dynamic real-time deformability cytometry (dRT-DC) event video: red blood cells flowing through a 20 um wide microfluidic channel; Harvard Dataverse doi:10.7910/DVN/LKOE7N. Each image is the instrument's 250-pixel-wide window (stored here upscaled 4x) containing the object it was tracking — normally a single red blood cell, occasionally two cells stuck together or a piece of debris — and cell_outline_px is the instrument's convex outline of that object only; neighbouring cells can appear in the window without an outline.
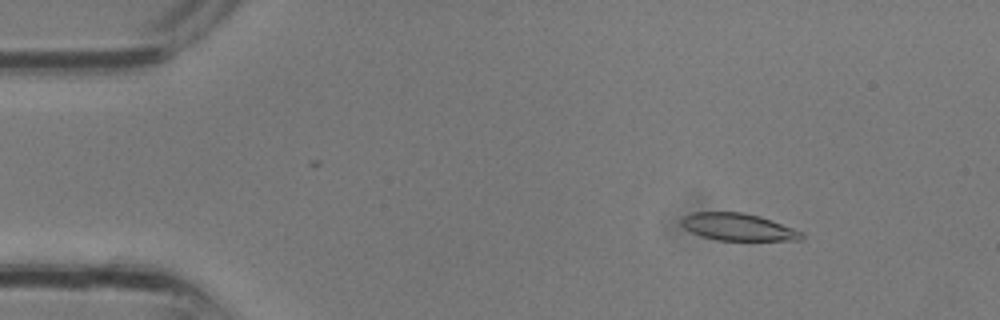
{"species": "common noctule bat (a hibernating species)", "species_latin": "Nyctalus noctula", "temperature_condition": "room temperature", "stored_images_in_passage": 34, "camera_frame_rate_fps": 3000, "um_per_image_px": 0.085, "animal": {"sex": "male", "body_mass_g": 13.3}, "frame": {"image": 1, "passage_image": 5, "time_ms": 1.333, "image_size_px": [1000, 320], "cell_outline_px": [[804, 240], [716, 240], [692, 232], [684, 228], [680, 224], [680, 220], [684, 216], [692, 212], [744, 212], [760, 216], [772, 220], [804, 232]], "centroid_in_image_um": [62.76, 19.29], "position_along_channel_um": 22.2, "area_um2": 19.13}}
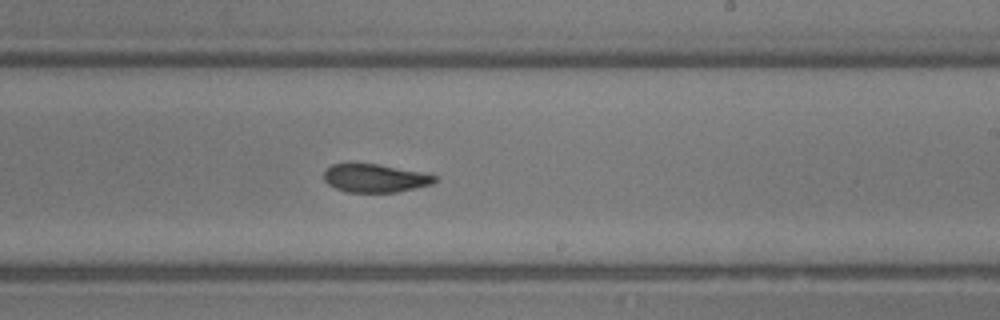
{"frame": {"image": 2, "passage_image": 20, "time_ms": 6.333, "image_size_px": [1000, 320], "cell_outline_px": [[436, 180], [432, 184], [396, 192], [348, 192], [336, 188], [328, 184], [324, 180], [324, 172], [332, 164], [376, 164], [436, 176]], "centroid_in_image_um": [31.82, 15.16], "position_along_channel_um": 257.2, "area_um2": 17.69}}
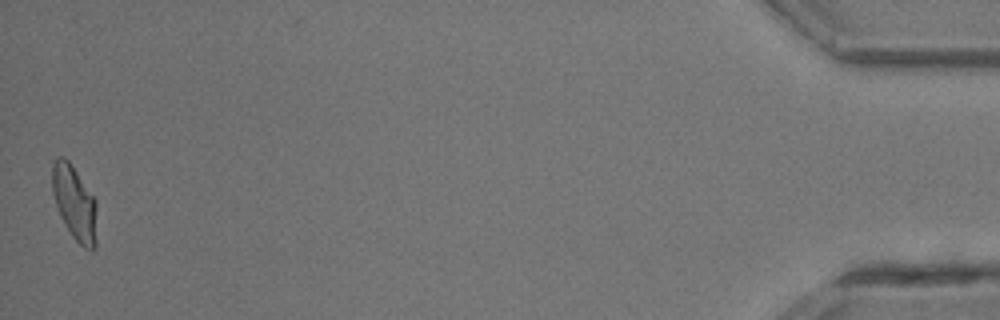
{"frame": {"image": 3, "passage_image": 33, "time_ms": 10.667, "image_size_px": [1000, 320], "cell_outline_px": [[96, 248], [92, 252], [84, 248], [72, 236], [60, 216], [52, 192], [52, 164], [56, 156], [64, 156], [68, 160], [96, 200]], "centroid_in_image_um": [6.34, 17.26], "position_along_channel_um": 428.9, "area_um2": 19.42}}